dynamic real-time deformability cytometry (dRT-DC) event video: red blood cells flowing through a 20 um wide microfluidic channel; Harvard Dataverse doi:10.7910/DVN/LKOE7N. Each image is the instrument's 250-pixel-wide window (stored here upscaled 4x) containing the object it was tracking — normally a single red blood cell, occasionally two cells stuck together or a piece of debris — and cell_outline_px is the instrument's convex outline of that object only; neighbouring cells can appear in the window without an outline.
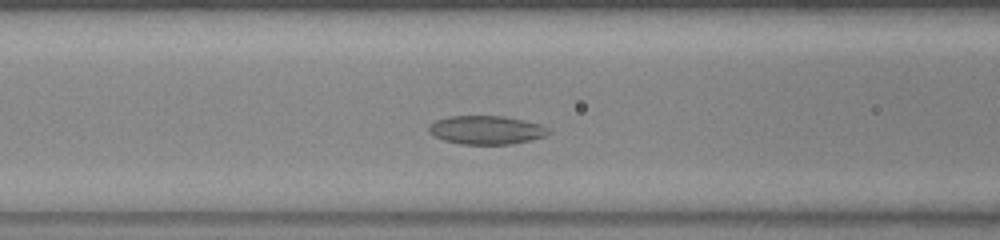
{"species": "common noctule bat (a hibernating species)", "species_latin": "Nyctalus noctula", "temperature_condition": "warm", "stored_images_in_passage": 46, "camera_frame_rate_fps": 3000, "um_per_image_px": 0.085, "animal": {"sex": "female", "body_mass_g": 23.0, "forearm_length_mm": 53.4}, "frame": {"image": 1, "passage_image": 14, "time_ms": 4.333, "image_size_px": [1000, 240], "cell_outline_px": [[552, 132], [544, 136], [532, 140], [512, 144], [460, 144], [444, 140], [432, 136], [428, 132], [428, 124], [436, 120], [448, 116], [504, 116], [540, 124], [548, 128]], "centroid_in_image_um": [41.31, 11.05], "position_along_channel_um": 125.3, "area_um2": 20.11}}
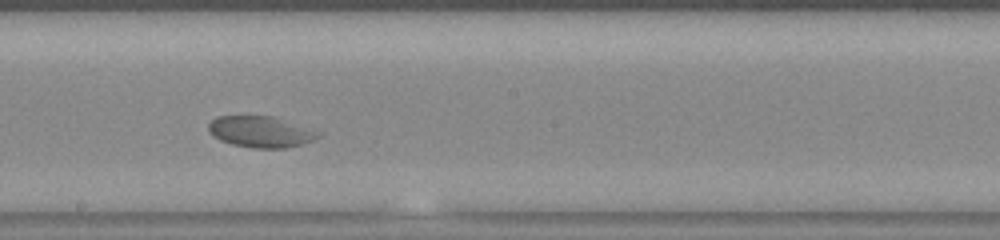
{"frame": {"image": 2, "passage_image": 22, "time_ms": 7.0, "image_size_px": [1000, 240], "cell_outline_px": [[320, 136], [312, 140], [300, 144], [284, 148], [252, 148], [232, 144], [220, 140], [208, 132], [208, 124], [216, 116], [272, 116], [320, 132]], "centroid_in_image_um": [22.1, 11.2], "position_along_channel_um": 226.1, "area_um2": 19.71}}
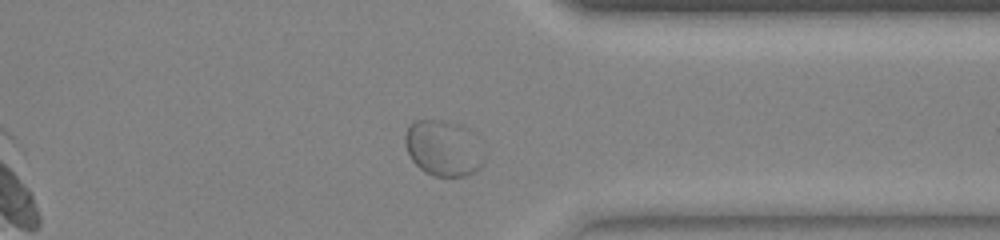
{"frame": {"image": 3, "passage_image": 34, "time_ms": 11.0, "image_size_px": [1000, 240], "cell_outline_px": [[484, 160], [480, 168], [468, 176], [432, 176], [424, 172], [412, 160], [408, 152], [404, 140], [404, 136], [408, 128], [416, 120], [444, 120], [456, 124], [464, 128]], "centroid_in_image_um": [37.59, 12.63], "position_along_channel_um": 373.8, "area_um2": 24.68}}